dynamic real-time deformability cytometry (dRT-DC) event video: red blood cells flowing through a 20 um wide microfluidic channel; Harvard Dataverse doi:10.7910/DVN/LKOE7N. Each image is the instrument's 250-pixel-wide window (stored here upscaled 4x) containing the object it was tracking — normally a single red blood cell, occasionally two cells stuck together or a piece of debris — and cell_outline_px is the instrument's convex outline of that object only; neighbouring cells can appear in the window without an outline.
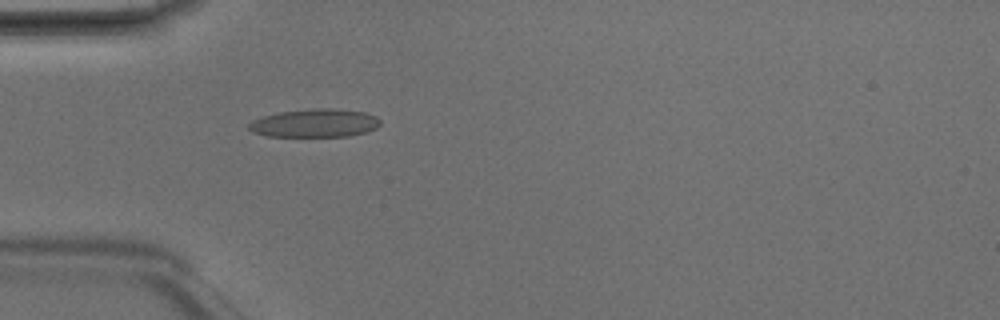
{"species": "Egyptian fruit bat (a non-hibernating species)", "species_latin": "Rousettus aegyptiacus", "temperature_condition": "room temperature", "stored_images_in_passage": 4, "camera_frame_rate_fps": 3000, "um_per_image_px": 0.085, "animal": {"sex": "male"}, "frame": {"image": 1, "passage_image": 4, "time_ms": 1.0, "image_size_px": [1000, 320], "cell_outline_px": [[380, 124], [376, 128], [364, 132], [348, 136], [268, 136], [252, 132], [248, 128], [248, 124], [252, 120], [264, 116], [280, 112], [312, 108], [336, 108], [364, 112], [376, 116], [380, 120]], "centroid_in_image_um": [26.76, 10.45], "position_along_channel_um": 58.2, "area_um2": 21.62}}